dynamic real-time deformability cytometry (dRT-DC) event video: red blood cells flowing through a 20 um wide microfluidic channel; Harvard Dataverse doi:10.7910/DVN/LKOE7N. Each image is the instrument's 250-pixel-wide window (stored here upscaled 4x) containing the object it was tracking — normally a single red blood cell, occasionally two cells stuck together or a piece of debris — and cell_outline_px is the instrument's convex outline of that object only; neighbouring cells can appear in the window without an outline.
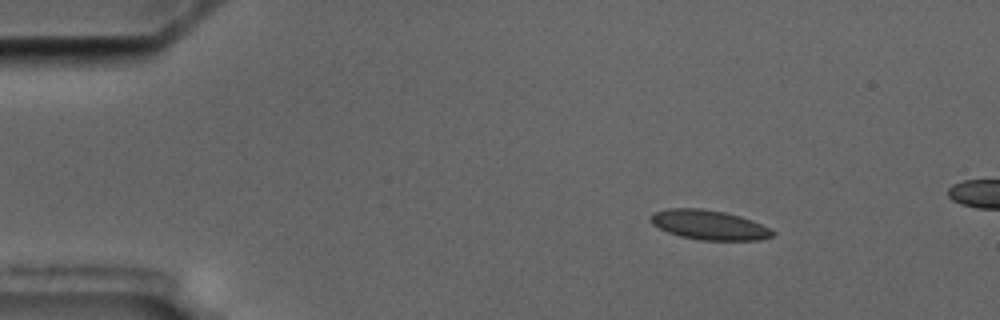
{"species": "common noctule bat (a hibernating species)", "species_latin": "Nyctalus noctula", "temperature_condition": "cold", "stored_images_in_passage": 4, "camera_frame_rate_fps": 3000, "um_per_image_px": 0.085, "animal": {"sex": "male", "body_mass_g": 17.5, "forearm_length_mm": 52.3}, "frame": {"image": 1, "passage_image": 2, "time_ms": 1.0, "image_size_px": [1000, 320], "cell_outline_px": [[776, 232], [772, 236], [760, 240], [700, 240], [680, 236], [668, 232], [652, 224], [648, 216], [652, 212], [668, 208], [700, 208], [724, 212], [740, 216], [752, 220]], "centroid_in_image_um": [60.23, 19.11], "position_along_channel_um": 24.8, "area_um2": 21.04}}